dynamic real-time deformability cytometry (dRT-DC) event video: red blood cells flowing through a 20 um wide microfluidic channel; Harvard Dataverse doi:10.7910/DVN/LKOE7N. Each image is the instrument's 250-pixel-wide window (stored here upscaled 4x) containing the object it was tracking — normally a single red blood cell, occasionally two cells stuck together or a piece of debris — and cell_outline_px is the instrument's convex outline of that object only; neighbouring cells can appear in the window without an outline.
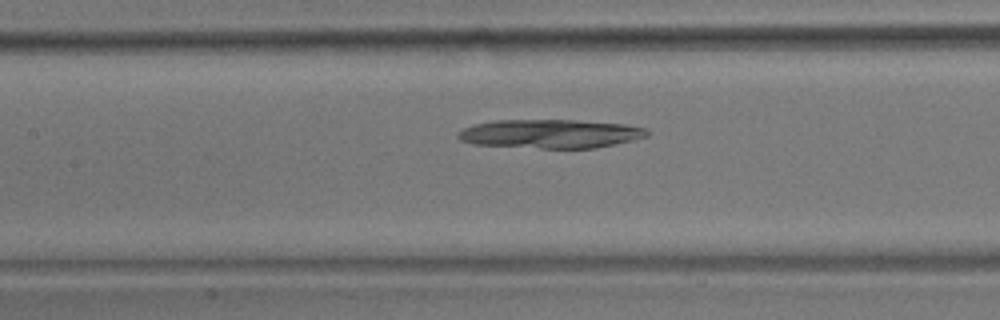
{"species": "common noctule bat (a hibernating species)", "species_latin": "Nyctalus noctula", "temperature_condition": "room temperature", "stored_images_in_passage": 54, "camera_frame_rate_fps": 3000, "um_per_image_px": 0.085, "animal": {"sex": "male", "body_mass_g": 17.9}, "frame": {"image": 1, "passage_image": 24, "time_ms": 7.667, "image_size_px": [1000, 320], "cell_outline_px": [[652, 132], [648, 136], [632, 140], [596, 148], [540, 148], [472, 144], [460, 140], [456, 136], [456, 132], [472, 124], [496, 120], [572, 120], [624, 124], [648, 128]], "centroid_in_image_um": [46.77, 11.37], "position_along_channel_um": 160.6, "area_um2": 31.91}}
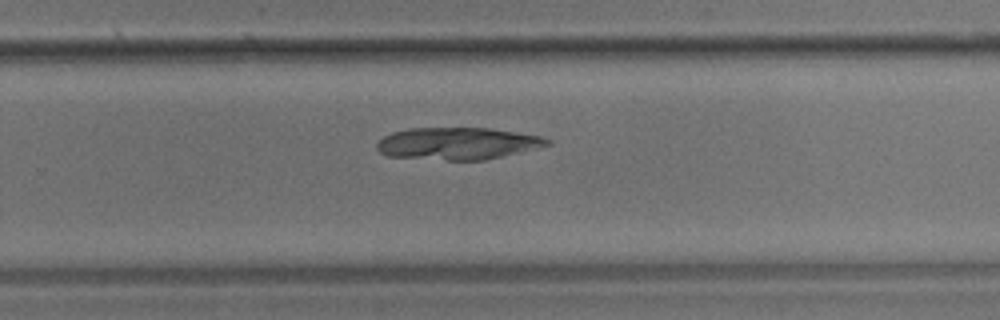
{"frame": {"image": 2, "passage_image": 35, "time_ms": 11.333, "image_size_px": [1000, 320], "cell_outline_px": [[552, 144], [520, 152], [484, 160], [448, 160], [388, 156], [380, 152], [376, 148], [376, 144], [384, 136], [392, 132], [408, 128], [492, 128], [540, 136], [552, 140]], "centroid_in_image_um": [38.9, 12.19], "position_along_channel_um": 290.9, "area_um2": 31.85}}
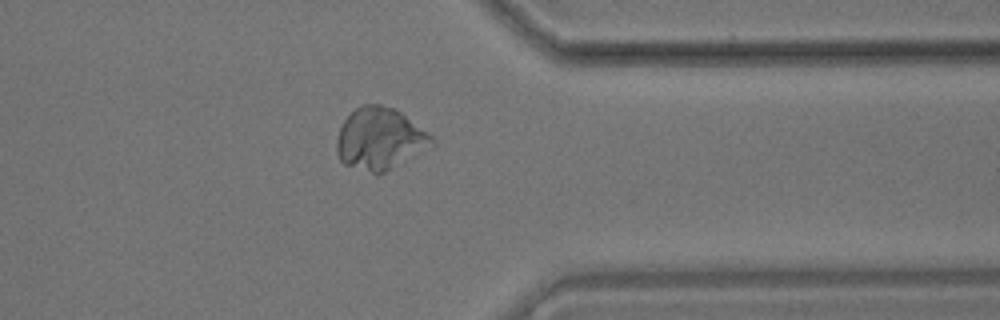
{"frame": {"image": 3, "passage_image": 43, "time_ms": 14.0, "image_size_px": [1000, 320], "cell_outline_px": [[436, 144], [380, 176], [376, 176], [344, 164], [340, 160], [336, 152], [336, 140], [340, 128], [344, 120], [360, 104], [380, 104], [392, 108], [400, 112], [432, 136], [436, 140]], "centroid_in_image_um": [32.28, 11.84], "position_along_channel_um": 379.1, "area_um2": 34.68}}